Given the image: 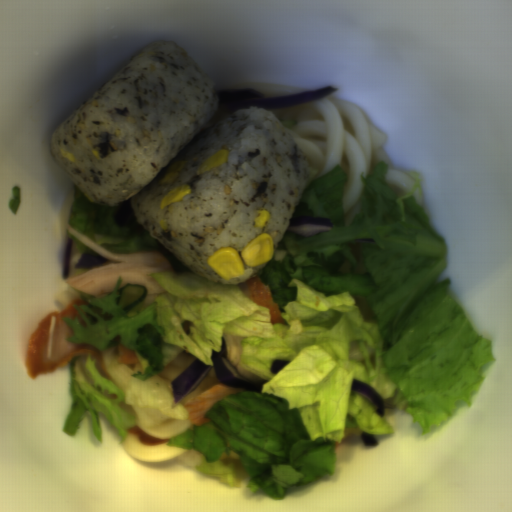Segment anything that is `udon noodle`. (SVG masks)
<instances>
[{
	"mask_svg": "<svg viewBox=\"0 0 512 512\" xmlns=\"http://www.w3.org/2000/svg\"><path fill=\"white\" fill-rule=\"evenodd\" d=\"M267 111L304 151L309 166L306 183L318 180L336 166L347 172L349 179L343 194L346 225L351 224L363 205L362 174L371 173L379 161L388 164L389 184L407 193L414 186L416 178L395 166L384 149V132L346 100L331 94Z\"/></svg>",
	"mask_w": 512,
	"mask_h": 512,
	"instance_id": "1",
	"label": "udon noodle"
},
{
	"mask_svg": "<svg viewBox=\"0 0 512 512\" xmlns=\"http://www.w3.org/2000/svg\"><path fill=\"white\" fill-rule=\"evenodd\" d=\"M191 419L169 418L156 425L139 426L140 429L155 438L169 440L184 434L192 425Z\"/></svg>",
	"mask_w": 512,
	"mask_h": 512,
	"instance_id": "4",
	"label": "udon noodle"
},
{
	"mask_svg": "<svg viewBox=\"0 0 512 512\" xmlns=\"http://www.w3.org/2000/svg\"><path fill=\"white\" fill-rule=\"evenodd\" d=\"M235 89H252L259 94L263 95L264 98L279 97L291 94H298L304 92L317 91V89H310L305 87L293 86L282 83H233L218 89L217 92L235 90Z\"/></svg>",
	"mask_w": 512,
	"mask_h": 512,
	"instance_id": "3",
	"label": "udon noodle"
},
{
	"mask_svg": "<svg viewBox=\"0 0 512 512\" xmlns=\"http://www.w3.org/2000/svg\"><path fill=\"white\" fill-rule=\"evenodd\" d=\"M126 450L135 460L144 462L170 461L181 454H184L183 448L170 447L165 442L159 445H144L138 438L128 435L124 440Z\"/></svg>",
	"mask_w": 512,
	"mask_h": 512,
	"instance_id": "2",
	"label": "udon noodle"
}]
</instances>
